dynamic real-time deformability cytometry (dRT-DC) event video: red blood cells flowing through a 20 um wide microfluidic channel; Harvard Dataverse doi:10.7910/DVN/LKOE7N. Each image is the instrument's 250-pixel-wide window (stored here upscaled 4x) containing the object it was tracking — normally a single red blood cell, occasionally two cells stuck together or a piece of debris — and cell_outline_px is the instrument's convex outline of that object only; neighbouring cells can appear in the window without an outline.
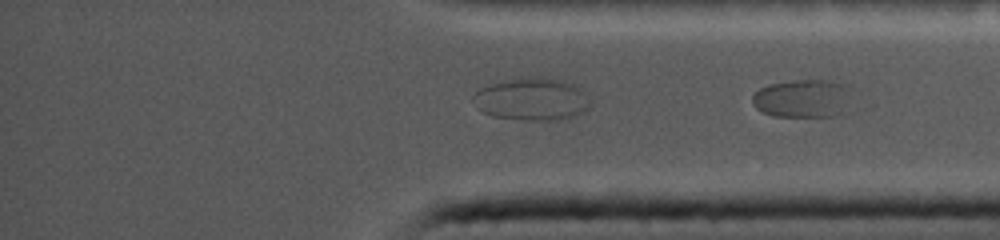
{"species": "common noctule bat (a hibernating species)", "species_latin": "Nyctalus noctula", "temperature_condition": "cold", "stored_images_in_passage": 42, "camera_frame_rate_fps": 5000, "um_per_image_px": 0.085, "animal": {"sex": "female", "body_mass_g": 19.0, "forearm_length_mm": 56.7}, "frame": {"image": 1, "passage_image": 42, "time_ms": 8.2, "image_size_px": [1000, 240], "cell_outline_px": [[852, 84], [848, 112], [840, 116], [772, 116], [756, 108], [752, 104], [752, 96], [760, 88], [768, 84], [796, 80], [828, 80]], "centroid_in_image_um": [68.33, 8.36], "position_along_channel_um": 366.9, "area_um2": 22.83}}